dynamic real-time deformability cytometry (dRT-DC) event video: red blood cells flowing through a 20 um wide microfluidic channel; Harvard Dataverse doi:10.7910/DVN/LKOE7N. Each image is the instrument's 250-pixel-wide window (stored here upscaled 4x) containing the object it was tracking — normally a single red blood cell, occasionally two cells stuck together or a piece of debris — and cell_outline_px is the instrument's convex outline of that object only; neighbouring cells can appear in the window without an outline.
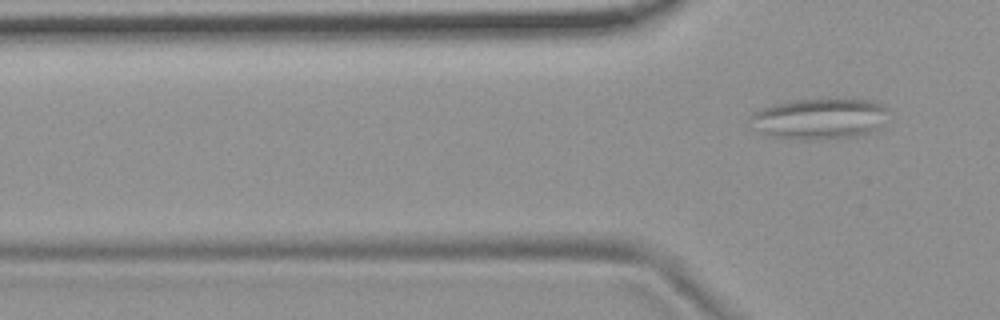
{"species": "common noctule bat (a hibernating species)", "species_latin": "Nyctalus noctula", "temperature_condition": "room temperature", "stored_images_in_passage": 4, "camera_frame_rate_fps": 3000, "um_per_image_px": 0.085, "animal": {"sex": "female", "body_mass_g": 19.9}, "frame": {"image": 1, "passage_image": 4, "time_ms": 4.333, "image_size_px": [1000, 320], "cell_outline_px": [[892, 112], [876, 128], [868, 132], [856, 136], [804, 140], [772, 136], [764, 132], [748, 120], [748, 116], [752, 112], [760, 108], [792, 100], [820, 96], [836, 96], [868, 100], [880, 104], [888, 108]], "centroid_in_image_um": [69.69, 10.01], "position_along_channel_um": 56.1, "area_um2": 33.64}}